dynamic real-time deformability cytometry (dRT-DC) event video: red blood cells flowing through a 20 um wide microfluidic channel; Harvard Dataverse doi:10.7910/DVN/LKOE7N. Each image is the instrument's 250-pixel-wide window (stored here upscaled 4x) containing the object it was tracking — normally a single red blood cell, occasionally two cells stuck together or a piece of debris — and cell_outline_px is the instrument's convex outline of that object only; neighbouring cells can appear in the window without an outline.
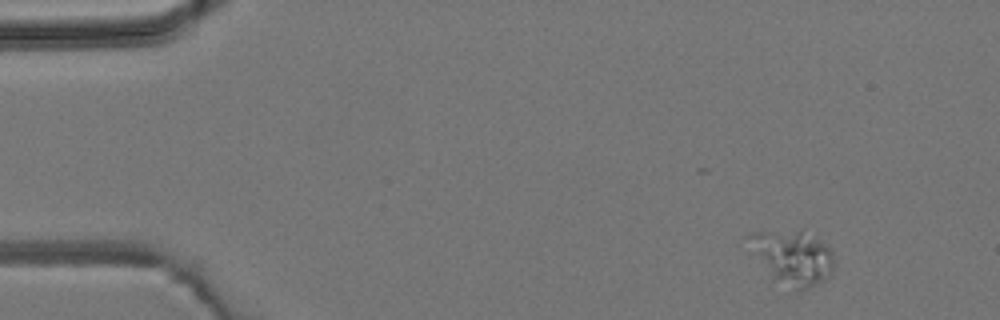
{"species": "common noctule bat (a hibernating species)", "species_latin": "Nyctalus noctula", "temperature_condition": "room temperature", "stored_images_in_passage": 7, "camera_frame_rate_fps": 3000, "um_per_image_px": 0.085, "animal": {"sex": "male", "body_mass_g": 19.2, "forearm_length_mm": 51.8}, "frame": {"image": 1, "passage_image": 1, "time_ms": 0.0, "image_size_px": [1000, 320], "cell_outline_px": [[836, 264], [828, 276], [824, 280], [808, 288], [796, 288], [772, 276], [744, 236], [756, 232], [800, 228], [804, 228], [832, 248]], "centroid_in_image_um": [67.47, 21.76], "position_along_channel_um": 17.5, "area_um2": 26.59}}
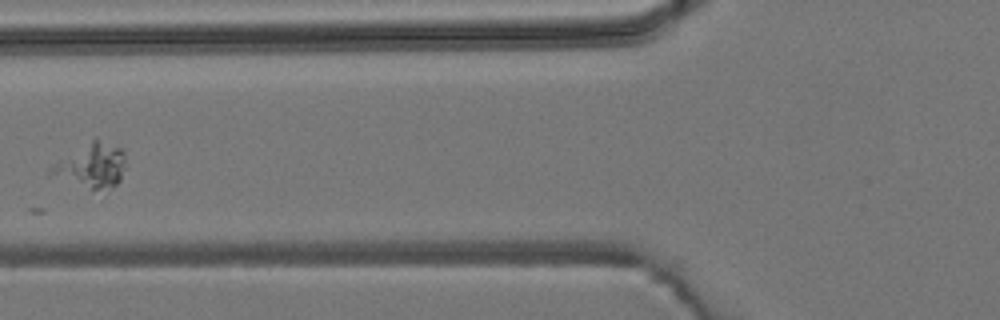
{"frame": {"image": 2, "passage_image": 5, "time_ms": 5.0, "image_size_px": [1000, 320], "cell_outline_px": [[124, 168], [120, 180], [112, 188], [92, 188], [48, 172], [48, 168], [96, 136], [120, 148], [124, 152]], "centroid_in_image_um": [7.85, 14.0], "position_along_channel_um": 117.9, "area_um2": 18.38}}
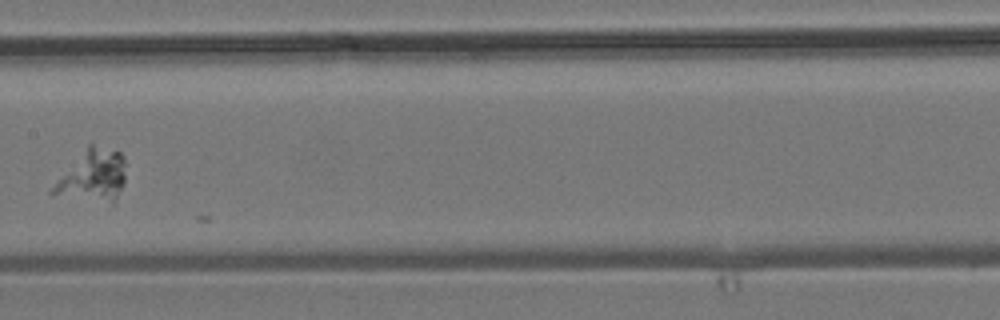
{"frame": {"image": 3, "passage_image": 7, "time_ms": 7.0, "image_size_px": [1000, 320], "cell_outline_px": [[124, 184], [112, 204], [48, 192], [88, 144], [92, 144], [120, 152], [124, 156]], "centroid_in_image_um": [7.94, 14.93], "position_along_channel_um": 199.5, "area_um2": 21.27}}